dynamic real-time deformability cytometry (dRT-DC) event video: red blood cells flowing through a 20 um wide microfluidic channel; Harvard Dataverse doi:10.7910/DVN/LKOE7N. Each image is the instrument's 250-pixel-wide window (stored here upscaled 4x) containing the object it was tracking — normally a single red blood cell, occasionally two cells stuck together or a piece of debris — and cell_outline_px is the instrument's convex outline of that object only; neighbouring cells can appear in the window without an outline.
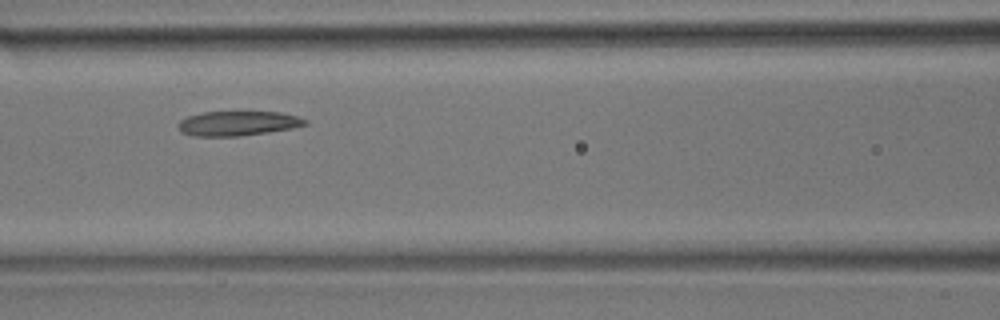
{"species": "common noctule bat (a hibernating species)", "species_latin": "Nyctalus noctula", "temperature_condition": "room temperature", "stored_images_in_passage": 4, "camera_frame_rate_fps": 3000, "um_per_image_px": 0.085, "animal": {"sex": "male", "body_mass_g": 17.9}, "frame": {"image": 1, "passage_image": 4, "time_ms": 1.0, "image_size_px": [1000, 320], "cell_outline_px": [[308, 124], [292, 128], [268, 132], [240, 136], [192, 136], [180, 132], [176, 128], [176, 124], [180, 120], [188, 116], [204, 112], [280, 112], [296, 116], [308, 120]], "centroid_in_image_um": [20.17, 10.49], "position_along_channel_um": 146.4, "area_um2": 18.32}}